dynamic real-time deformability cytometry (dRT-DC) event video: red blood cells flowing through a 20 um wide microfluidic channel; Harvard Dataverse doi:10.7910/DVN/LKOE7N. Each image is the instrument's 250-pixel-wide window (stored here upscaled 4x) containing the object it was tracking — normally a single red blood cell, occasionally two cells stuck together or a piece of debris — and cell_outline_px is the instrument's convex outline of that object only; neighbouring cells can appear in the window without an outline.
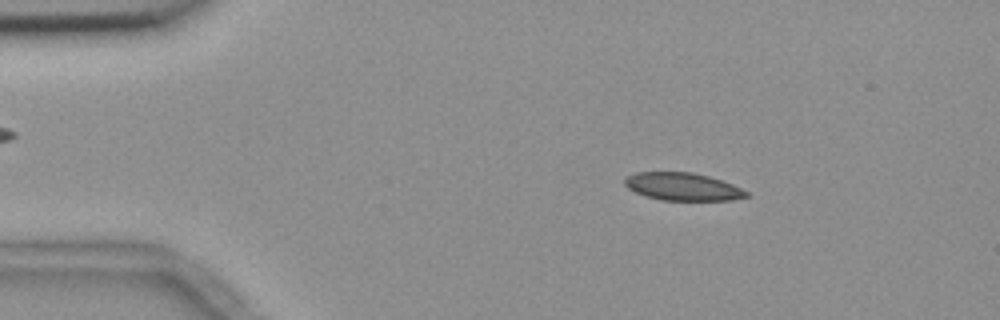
{"species": "common noctule bat (a hibernating species)", "species_latin": "Nyctalus noctula", "temperature_condition": "room temperature", "stored_images_in_passage": 54, "camera_frame_rate_fps": 3000, "um_per_image_px": 0.085, "animal": {"sex": "female", "body_mass_g": 18.4}, "frame": {"image": 1, "passage_image": 8, "time_ms": 2.333, "image_size_px": [1000, 320], "cell_outline_px": [[748, 196], [732, 200], [660, 200], [644, 196], [628, 188], [624, 184], [624, 176], [636, 172], [692, 172], [708, 176], [732, 184], [748, 192]], "centroid_in_image_um": [57.97, 15.86], "position_along_channel_um": 27.0, "area_um2": 19.65}}
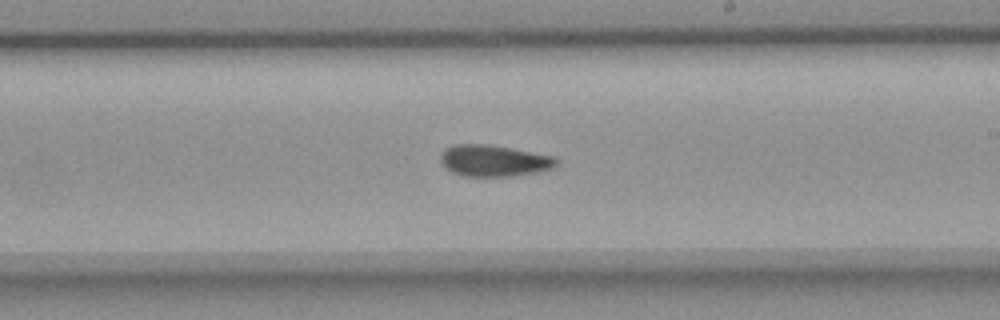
{"frame": {"image": 2, "passage_image": 31, "time_ms": 10.0, "image_size_px": [1000, 320], "cell_outline_px": [[556, 164], [552, 168], [536, 172], [512, 176], [464, 176], [452, 172], [440, 160], [440, 152], [444, 148], [452, 144], [484, 144], [508, 148], [552, 156], [556, 160]], "centroid_in_image_um": [41.91, 13.66], "position_along_channel_um": 247.1, "area_um2": 20.87}}
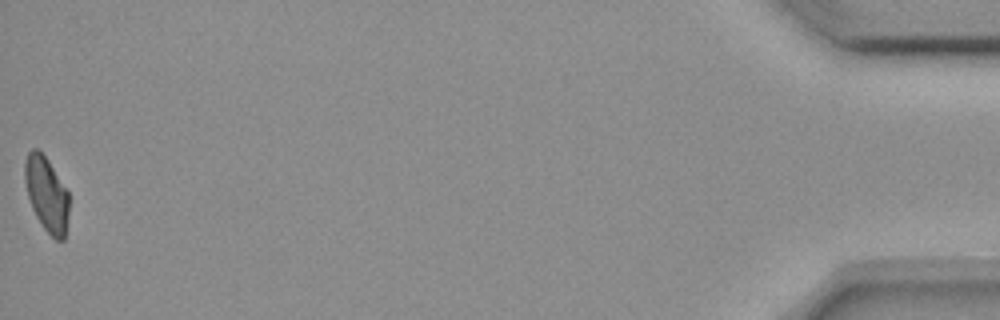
{"frame": {"image": 3, "passage_image": 54, "time_ms": 17.667, "image_size_px": [1000, 320], "cell_outline_px": [[68, 216], [64, 240], [56, 240], [44, 228], [36, 216], [32, 208], [28, 196], [24, 180], [24, 164], [28, 152], [32, 148], [36, 148], [48, 160], [68, 192]], "centroid_in_image_um": [3.94, 16.5], "position_along_channel_um": 431.3, "area_um2": 19.02}}